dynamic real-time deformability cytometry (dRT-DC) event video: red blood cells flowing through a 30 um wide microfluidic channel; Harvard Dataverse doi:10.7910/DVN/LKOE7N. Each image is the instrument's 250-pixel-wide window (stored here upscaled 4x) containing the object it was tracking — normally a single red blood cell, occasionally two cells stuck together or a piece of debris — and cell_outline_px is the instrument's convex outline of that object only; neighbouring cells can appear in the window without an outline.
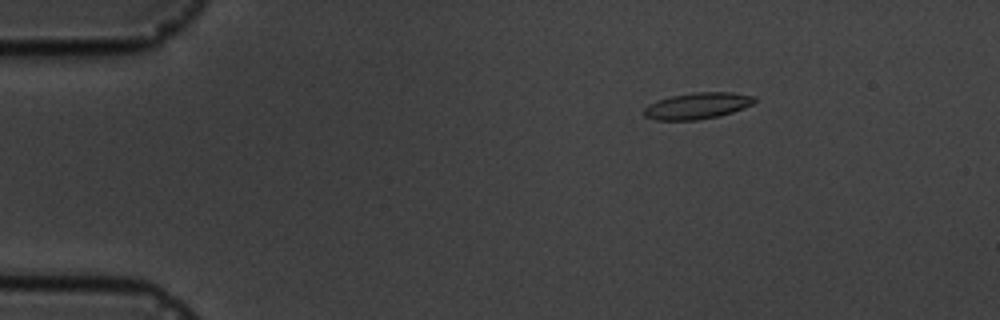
{"species": "common noctule bat (a hibernating species)", "species_latin": "Nyctalus noctula", "temperature_condition": "cold", "stored_images_in_passage": 6, "camera_frame_rate_fps": 3000, "um_per_image_px": 0.085, "animal": {"sex": "male", "body_mass_g": 19.5, "forearm_length_mm": 54.6}, "frame": {"image": 1, "passage_image": 3, "time_ms": 2.333, "image_size_px": [1000, 320], "cell_outline_px": [[756, 100], [752, 104], [744, 108], [732, 112], [716, 116], [696, 120], [656, 120], [644, 116], [644, 108], [648, 104], [656, 100], [672, 96], [692, 92], [732, 92], [756, 96]], "centroid_in_image_um": [59.27, 8.98], "position_along_channel_um": 25.7, "area_um2": 16.99}}
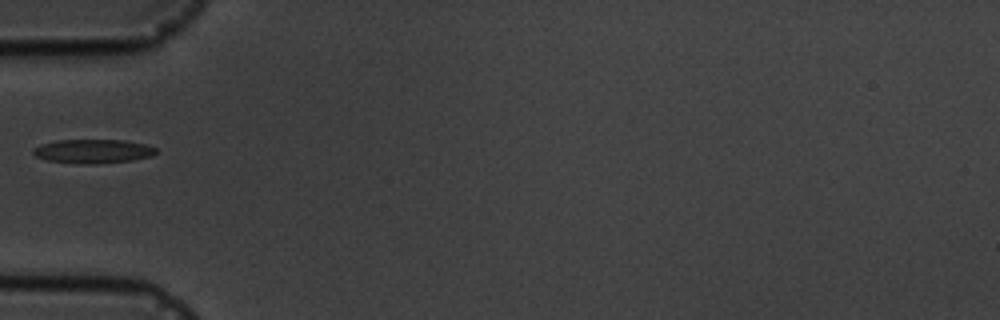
{"frame": {"image": 2, "passage_image": 6, "time_ms": 5.667, "image_size_px": [1000, 320], "cell_outline_px": [[156, 152], [152, 156], [132, 160], [92, 164], [80, 164], [48, 160], [36, 156], [32, 152], [32, 148], [40, 144], [56, 140], [124, 140], [144, 144], [156, 148]], "centroid_in_image_um": [7.87, 12.85], "position_along_channel_um": 77.1, "area_um2": 17.11}}